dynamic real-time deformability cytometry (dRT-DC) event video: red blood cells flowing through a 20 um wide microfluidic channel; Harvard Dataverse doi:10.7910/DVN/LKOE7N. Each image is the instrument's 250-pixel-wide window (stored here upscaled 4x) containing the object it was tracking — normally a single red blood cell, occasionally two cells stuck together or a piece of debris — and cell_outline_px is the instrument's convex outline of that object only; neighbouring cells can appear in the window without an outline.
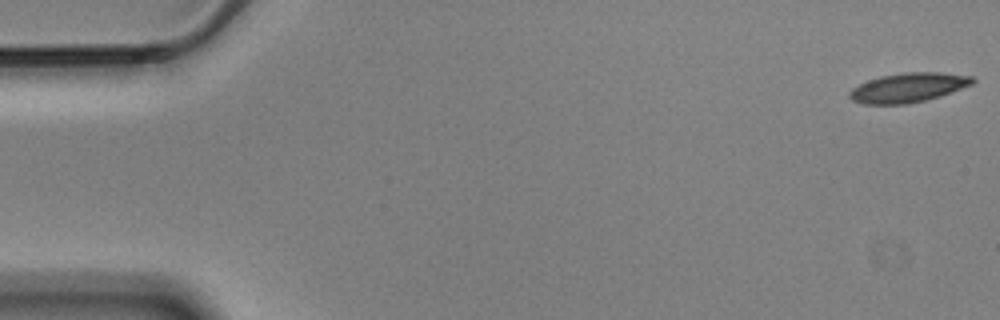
{"species": "Egyptian fruit bat (a non-hibernating species)", "species_latin": "Rousettus aegyptiacus", "temperature_condition": "cold", "stored_images_in_passage": 11, "camera_frame_rate_fps": 3000, "um_per_image_px": 0.085, "animal": {"sex": "male"}, "frame": {"image": 1, "passage_image": 1, "time_ms": 0.0, "image_size_px": [1000, 320], "cell_outline_px": [[976, 80], [972, 84], [940, 96], [908, 104], [864, 104], [852, 100], [848, 96], [848, 92], [852, 88], [868, 80], [880, 76], [904, 72], [940, 72], [972, 76]], "centroid_in_image_um": [77.18, 7.44], "position_along_channel_um": 7.8, "area_um2": 21.04}}